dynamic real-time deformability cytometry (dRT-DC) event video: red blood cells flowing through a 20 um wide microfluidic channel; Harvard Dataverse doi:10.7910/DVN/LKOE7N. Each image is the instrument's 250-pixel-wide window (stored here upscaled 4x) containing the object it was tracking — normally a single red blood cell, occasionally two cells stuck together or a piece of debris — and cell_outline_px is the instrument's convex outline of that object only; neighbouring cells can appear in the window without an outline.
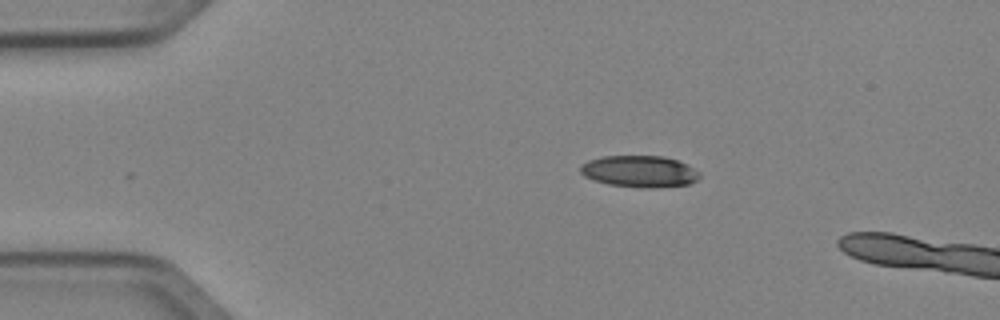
{"species": "Egyptian fruit bat (a non-hibernating species)", "species_latin": "Rousettus aegyptiacus", "temperature_condition": "cold", "stored_images_in_passage": 2, "camera_frame_rate_fps": 3000, "um_per_image_px": 0.085, "animal": {"sex": "female"}, "frame": {"image": 1, "passage_image": 1, "time_ms": 0.0, "image_size_px": [1000, 320], "cell_outline_px": [[700, 176], [696, 180], [688, 184], [652, 188], [648, 188], [608, 184], [592, 180], [584, 176], [580, 172], [580, 168], [588, 160], [604, 156], [664, 156], [676, 160], [700, 172]], "centroid_in_image_um": [54.33, 14.57], "position_along_channel_um": 30.7, "area_um2": 21.73}}